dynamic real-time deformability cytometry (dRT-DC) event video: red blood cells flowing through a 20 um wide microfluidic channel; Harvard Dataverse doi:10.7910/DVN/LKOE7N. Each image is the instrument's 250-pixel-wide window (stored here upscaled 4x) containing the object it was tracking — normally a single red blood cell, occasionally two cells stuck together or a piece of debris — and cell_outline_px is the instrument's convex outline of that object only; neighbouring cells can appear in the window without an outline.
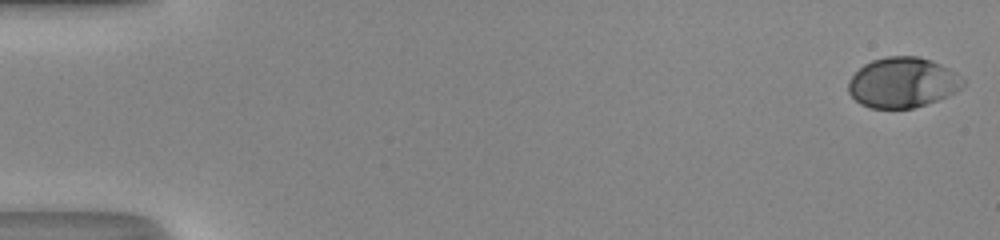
{"species": "human", "species_latin": "Homo sapiens", "temperature_condition": "room temperature", "stored_images_in_passage": 49, "camera_frame_rate_fps": 3000, "um_per_image_px": 0.085, "donor": {"sex": "male"}, "frame": {"image": 1, "passage_image": 1, "time_ms": 0.0, "image_size_px": [1000, 240], "cell_outline_px": [[964, 84], [956, 92], [948, 96], [912, 108], [872, 108], [860, 104], [848, 92], [848, 80], [864, 64], [872, 60], [888, 56], [916, 56], [932, 60], [956, 72], [964, 80]], "centroid_in_image_um": [76.71, 7.01], "position_along_channel_um": 8.3, "area_um2": 33.47}}
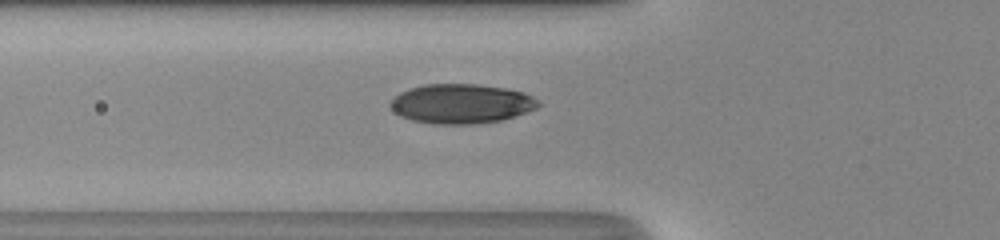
{"frame": {"image": 2, "passage_image": 19, "time_ms": 6.0, "image_size_px": [1000, 240], "cell_outline_px": [[540, 104], [536, 108], [528, 112], [500, 120], [472, 124], [432, 124], [412, 120], [400, 116], [388, 104], [400, 92], [408, 88], [424, 84], [476, 84], [504, 88], [524, 92], [540, 100]], "centroid_in_image_um": [39.21, 8.81], "position_along_channel_um": 86.6, "area_um2": 34.1}}
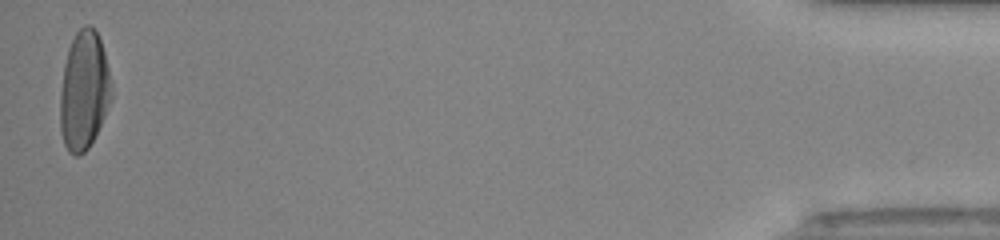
{"frame": {"image": 3, "passage_image": 49, "time_ms": 16.0, "image_size_px": [1000, 240], "cell_outline_px": [[112, 100], [88, 148], [80, 156], [76, 156], [68, 152], [64, 144], [60, 132], [60, 92], [64, 64], [68, 48], [76, 32], [84, 24], [88, 24], [96, 32], [100, 40], [104, 52], [112, 84]], "centroid_in_image_um": [7.13, 7.71], "position_along_channel_um": 428.1, "area_um2": 35.55}, "authors_computed_cell_mechanics": {"area_um2": 33.9864, "velocity_mm_per_s": 4.3245, "shape_relaxation_time_tau1_ms": 3.8662, "shape_relaxation_time_tau2_ms": null, "deformation_change_tau1": 0.194, "deformation_change_tau2": null}}